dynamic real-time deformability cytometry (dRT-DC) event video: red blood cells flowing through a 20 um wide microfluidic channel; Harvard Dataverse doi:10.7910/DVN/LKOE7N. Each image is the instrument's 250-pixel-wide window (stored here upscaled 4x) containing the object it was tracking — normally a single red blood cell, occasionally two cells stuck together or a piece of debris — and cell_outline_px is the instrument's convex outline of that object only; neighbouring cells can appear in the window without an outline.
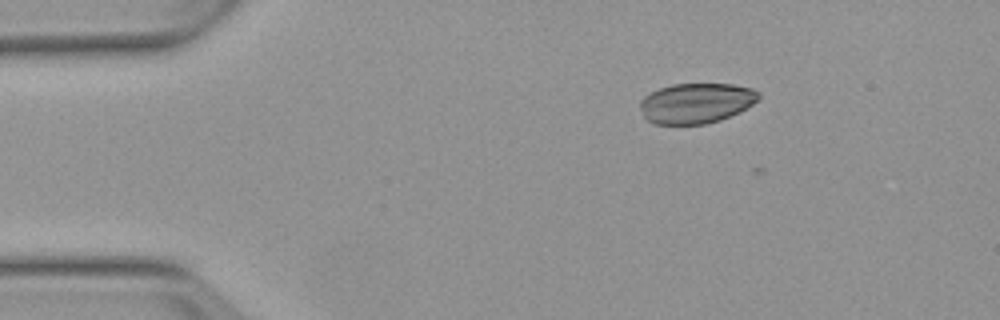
{"species": "Egyptian fruit bat (a non-hibernating species)", "species_latin": "Rousettus aegyptiacus", "temperature_condition": "warm", "stored_images_in_passage": 4, "camera_frame_rate_fps": 3000, "um_per_image_px": 0.085, "animal": {"sex": "female"}, "frame": {"image": 1, "passage_image": 2, "time_ms": 1.333, "image_size_px": [1000, 320], "cell_outline_px": [[760, 96], [752, 104], [740, 112], [720, 120], [704, 124], [652, 124], [644, 116], [640, 108], [640, 100], [644, 96], [660, 88], [672, 84], [732, 84], [752, 88], [760, 92]], "centroid_in_image_um": [59.17, 8.77], "position_along_channel_um": 25.8, "area_um2": 27.8}}
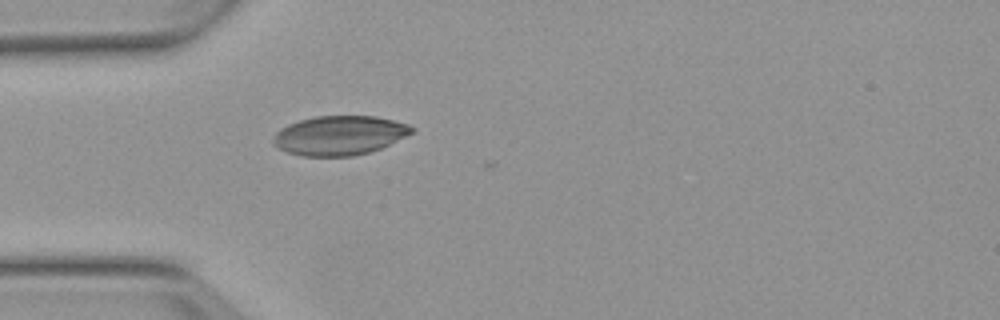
{"frame": {"image": 2, "passage_image": 4, "time_ms": 3.667, "image_size_px": [1000, 320], "cell_outline_px": [[416, 128], [412, 132], [380, 148], [368, 152], [352, 156], [300, 156], [276, 148], [272, 144], [272, 140], [276, 132], [280, 128], [288, 124], [300, 120], [316, 116], [376, 116], [408, 124]], "centroid_in_image_um": [28.8, 11.51], "position_along_channel_um": 56.2, "area_um2": 31.62}}